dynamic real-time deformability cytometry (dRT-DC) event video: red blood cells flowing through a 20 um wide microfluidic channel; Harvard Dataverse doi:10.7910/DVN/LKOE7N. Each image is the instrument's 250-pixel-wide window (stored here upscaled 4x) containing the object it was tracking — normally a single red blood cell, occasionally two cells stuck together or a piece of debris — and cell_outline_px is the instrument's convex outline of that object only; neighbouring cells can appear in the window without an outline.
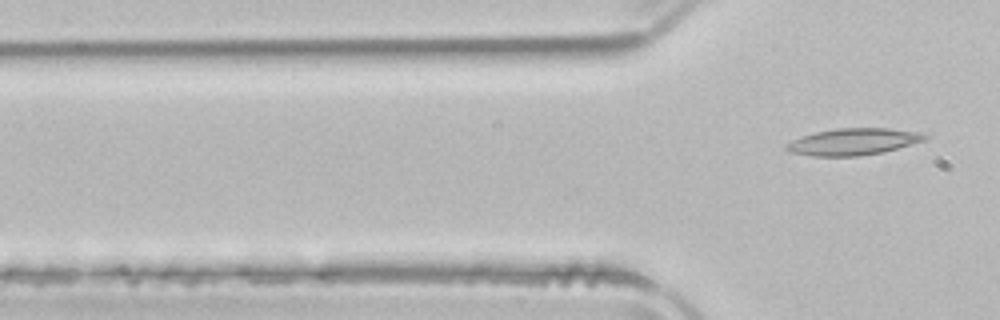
{"species": "common noctule bat (a hibernating species)", "species_latin": "Nyctalus noctula", "temperature_condition": "room temperature", "stored_images_in_passage": 15, "camera_frame_rate_fps": 3000, "um_per_image_px": 0.085, "animal": {"sex": "male", "body_mass_g": 21.5, "forearm_length_mm": 52.0}, "frame": {"image": 1, "passage_image": 15, "time_ms": 4.667, "image_size_px": [1000, 320], "cell_outline_px": [[932, 136], [928, 140], [884, 152], [860, 156], [812, 156], [788, 152], [784, 148], [784, 144], [800, 136], [816, 132], [836, 128], [888, 128], [920, 132]], "centroid_in_image_um": [72.55, 12.05], "position_along_channel_um": 53.2, "area_um2": 22.02}}